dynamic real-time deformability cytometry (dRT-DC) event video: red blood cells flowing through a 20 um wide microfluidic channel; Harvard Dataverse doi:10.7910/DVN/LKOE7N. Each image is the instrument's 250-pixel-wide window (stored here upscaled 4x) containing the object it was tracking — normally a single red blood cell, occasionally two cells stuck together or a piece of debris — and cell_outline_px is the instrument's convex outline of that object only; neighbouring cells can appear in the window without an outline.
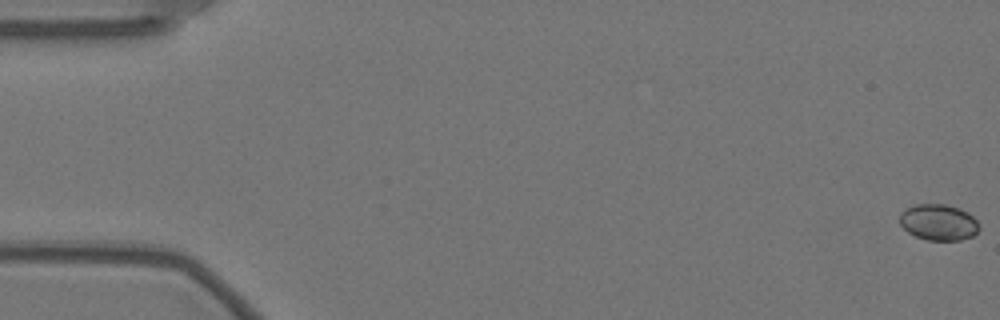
{"species": "Egyptian fruit bat (a non-hibernating species)", "species_latin": "Rousettus aegyptiacus", "temperature_condition": "warm", "stored_images_in_passage": 10, "camera_frame_rate_fps": 3000, "um_per_image_px": 0.085, "animal": {"sex": "female"}, "frame": {"image": 1, "passage_image": 1, "time_ms": 0.0, "image_size_px": [1000, 320], "cell_outline_px": [[980, 228], [972, 236], [960, 240], [928, 240], [916, 236], [908, 232], [900, 224], [900, 212], [904, 208], [916, 204], [944, 204], [960, 208], [968, 212], [980, 224]], "centroid_in_image_um": [79.77, 18.88], "position_along_channel_um": 5.2, "area_um2": 16.82}}